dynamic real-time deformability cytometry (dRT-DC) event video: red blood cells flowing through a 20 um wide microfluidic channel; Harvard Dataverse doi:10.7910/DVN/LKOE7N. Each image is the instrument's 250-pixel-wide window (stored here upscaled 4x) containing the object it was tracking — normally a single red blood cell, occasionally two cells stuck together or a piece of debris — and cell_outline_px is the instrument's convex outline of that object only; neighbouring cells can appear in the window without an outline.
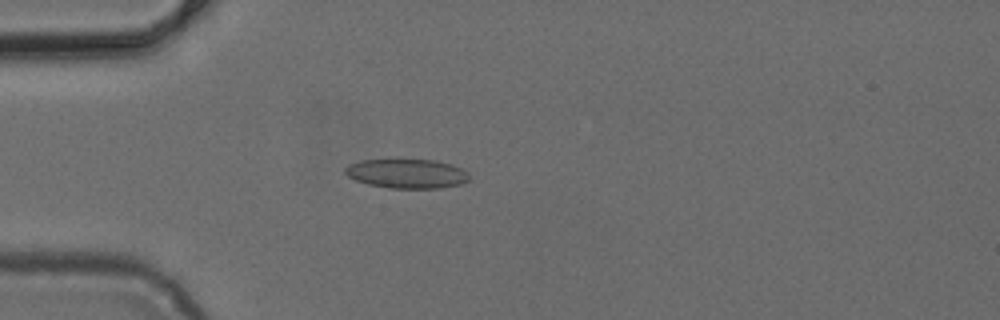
{"species": "common noctule bat (a hibernating species)", "species_latin": "Nyctalus noctula", "temperature_condition": "cold", "stored_images_in_passage": 49, "camera_frame_rate_fps": 3000, "um_per_image_px": 0.085, "animal": {"sex": "female", "body_mass_g": 24.6, "forearm_length_mm": 56.2}, "frame": {"image": 1, "passage_image": 14, "time_ms": 4.333, "image_size_px": [1000, 320], "cell_outline_px": [[468, 180], [460, 184], [440, 188], [388, 188], [368, 184], [356, 180], [348, 176], [344, 172], [344, 168], [348, 164], [360, 160], [400, 156], [436, 160], [452, 164], [464, 168], [468, 172]], "centroid_in_image_um": [34.55, 14.69], "position_along_channel_um": 50.4, "area_um2": 22.37}}
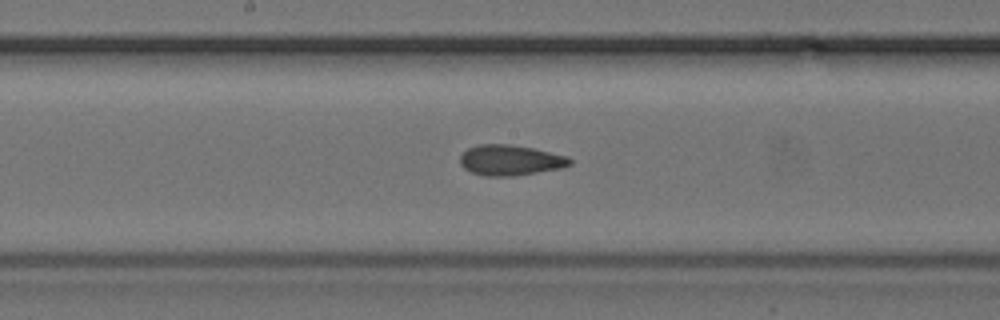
{"frame": {"image": 2, "passage_image": 26, "time_ms": 8.333, "image_size_px": [1000, 320], "cell_outline_px": [[572, 164], [560, 168], [516, 176], [484, 176], [472, 172], [464, 168], [460, 164], [460, 156], [468, 148], [476, 144], [512, 144], [532, 148], [568, 156], [572, 160]], "centroid_in_image_um": [43.37, 13.61], "position_along_channel_um": 204.8, "area_um2": 19.59}}
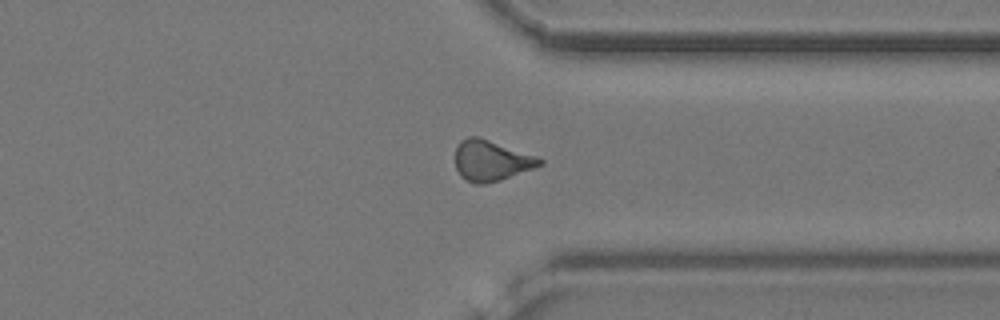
{"frame": {"image": 3, "passage_image": 38, "time_ms": 12.333, "image_size_px": [1000, 320], "cell_outline_px": [[544, 164], [500, 180], [484, 184], [476, 184], [460, 176], [456, 168], [456, 144], [460, 140], [468, 136], [476, 136], [536, 156], [544, 160]], "centroid_in_image_um": [41.73, 13.65], "position_along_channel_um": 369.7, "area_um2": 19.77}}